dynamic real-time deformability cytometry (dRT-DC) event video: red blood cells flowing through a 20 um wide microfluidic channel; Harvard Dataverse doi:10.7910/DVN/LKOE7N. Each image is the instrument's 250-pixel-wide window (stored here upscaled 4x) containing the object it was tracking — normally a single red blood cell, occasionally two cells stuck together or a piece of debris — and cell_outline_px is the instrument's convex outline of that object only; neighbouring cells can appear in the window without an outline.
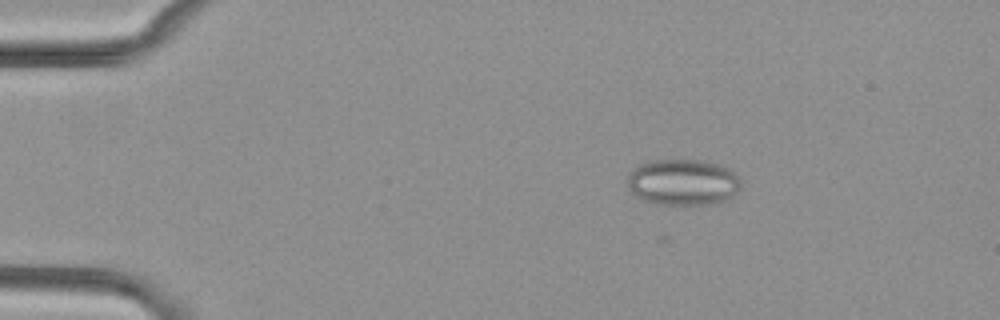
{"species": "common noctule bat (a hibernating species)", "species_latin": "Nyctalus noctula", "temperature_condition": "cold", "stored_images_in_passage": 10, "camera_frame_rate_fps": 3000, "um_per_image_px": 0.085, "animal": {"sex": "female", "body_mass_g": 29.2, "forearm_length_mm": 56.3}, "frame": {"image": 1, "passage_image": 1, "time_ms": 0.0, "image_size_px": [1000, 320], "cell_outline_px": [[740, 188], [728, 200], [712, 204], [656, 204], [644, 200], [632, 192], [628, 188], [628, 176], [640, 164], [652, 160], [704, 160], [720, 164], [728, 168], [740, 180]], "centroid_in_image_um": [58.07, 15.49], "position_along_channel_um": 26.9, "area_um2": 30.4}}